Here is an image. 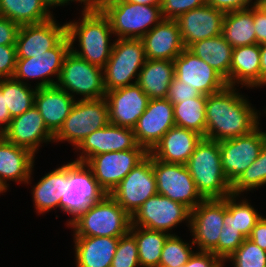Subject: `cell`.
Segmentation results:
<instances>
[{
  "instance_id": "48",
  "label": "cell",
  "mask_w": 266,
  "mask_h": 267,
  "mask_svg": "<svg viewBox=\"0 0 266 267\" xmlns=\"http://www.w3.org/2000/svg\"><path fill=\"white\" fill-rule=\"evenodd\" d=\"M257 0H207V3L224 13L243 10L255 5Z\"/></svg>"
},
{
  "instance_id": "18",
  "label": "cell",
  "mask_w": 266,
  "mask_h": 267,
  "mask_svg": "<svg viewBox=\"0 0 266 267\" xmlns=\"http://www.w3.org/2000/svg\"><path fill=\"white\" fill-rule=\"evenodd\" d=\"M174 126L173 104L167 98L150 99L133 130L139 146L150 152Z\"/></svg>"
},
{
  "instance_id": "50",
  "label": "cell",
  "mask_w": 266,
  "mask_h": 267,
  "mask_svg": "<svg viewBox=\"0 0 266 267\" xmlns=\"http://www.w3.org/2000/svg\"><path fill=\"white\" fill-rule=\"evenodd\" d=\"M253 19L257 44L266 43V12L253 5Z\"/></svg>"
},
{
  "instance_id": "25",
  "label": "cell",
  "mask_w": 266,
  "mask_h": 267,
  "mask_svg": "<svg viewBox=\"0 0 266 267\" xmlns=\"http://www.w3.org/2000/svg\"><path fill=\"white\" fill-rule=\"evenodd\" d=\"M141 39L148 60L173 61L185 49L176 20L163 19Z\"/></svg>"
},
{
  "instance_id": "5",
  "label": "cell",
  "mask_w": 266,
  "mask_h": 267,
  "mask_svg": "<svg viewBox=\"0 0 266 267\" xmlns=\"http://www.w3.org/2000/svg\"><path fill=\"white\" fill-rule=\"evenodd\" d=\"M146 60L142 39L115 38L110 58L103 67L106 92L135 84Z\"/></svg>"
},
{
  "instance_id": "30",
  "label": "cell",
  "mask_w": 266,
  "mask_h": 267,
  "mask_svg": "<svg viewBox=\"0 0 266 267\" xmlns=\"http://www.w3.org/2000/svg\"><path fill=\"white\" fill-rule=\"evenodd\" d=\"M254 89L260 87L259 44L233 48L229 86Z\"/></svg>"
},
{
  "instance_id": "54",
  "label": "cell",
  "mask_w": 266,
  "mask_h": 267,
  "mask_svg": "<svg viewBox=\"0 0 266 267\" xmlns=\"http://www.w3.org/2000/svg\"><path fill=\"white\" fill-rule=\"evenodd\" d=\"M72 2L83 4L81 12H98V0H66V4L70 5Z\"/></svg>"
},
{
  "instance_id": "29",
  "label": "cell",
  "mask_w": 266,
  "mask_h": 267,
  "mask_svg": "<svg viewBox=\"0 0 266 267\" xmlns=\"http://www.w3.org/2000/svg\"><path fill=\"white\" fill-rule=\"evenodd\" d=\"M68 183V162L46 173L33 185L31 194L37 215L59 208L60 198Z\"/></svg>"
},
{
  "instance_id": "47",
  "label": "cell",
  "mask_w": 266,
  "mask_h": 267,
  "mask_svg": "<svg viewBox=\"0 0 266 267\" xmlns=\"http://www.w3.org/2000/svg\"><path fill=\"white\" fill-rule=\"evenodd\" d=\"M185 267H225L224 262L212 252L196 251L190 257Z\"/></svg>"
},
{
  "instance_id": "8",
  "label": "cell",
  "mask_w": 266,
  "mask_h": 267,
  "mask_svg": "<svg viewBox=\"0 0 266 267\" xmlns=\"http://www.w3.org/2000/svg\"><path fill=\"white\" fill-rule=\"evenodd\" d=\"M56 87L66 91L74 99L89 100L105 97L103 68L90 64L69 51L56 82ZM76 96V98H75Z\"/></svg>"
},
{
  "instance_id": "10",
  "label": "cell",
  "mask_w": 266,
  "mask_h": 267,
  "mask_svg": "<svg viewBox=\"0 0 266 267\" xmlns=\"http://www.w3.org/2000/svg\"><path fill=\"white\" fill-rule=\"evenodd\" d=\"M182 222L190 227V210L160 194L147 199L131 216L132 226L162 231L170 235L176 234L171 230Z\"/></svg>"
},
{
  "instance_id": "31",
  "label": "cell",
  "mask_w": 266,
  "mask_h": 267,
  "mask_svg": "<svg viewBox=\"0 0 266 267\" xmlns=\"http://www.w3.org/2000/svg\"><path fill=\"white\" fill-rule=\"evenodd\" d=\"M175 77L174 62L170 60H146L136 83L150 99H165Z\"/></svg>"
},
{
  "instance_id": "37",
  "label": "cell",
  "mask_w": 266,
  "mask_h": 267,
  "mask_svg": "<svg viewBox=\"0 0 266 267\" xmlns=\"http://www.w3.org/2000/svg\"><path fill=\"white\" fill-rule=\"evenodd\" d=\"M206 95L187 99L173 105L175 126L197 132L205 138Z\"/></svg>"
},
{
  "instance_id": "40",
  "label": "cell",
  "mask_w": 266,
  "mask_h": 267,
  "mask_svg": "<svg viewBox=\"0 0 266 267\" xmlns=\"http://www.w3.org/2000/svg\"><path fill=\"white\" fill-rule=\"evenodd\" d=\"M193 242H184L178 235H169L164 243L159 267H182L195 252Z\"/></svg>"
},
{
  "instance_id": "46",
  "label": "cell",
  "mask_w": 266,
  "mask_h": 267,
  "mask_svg": "<svg viewBox=\"0 0 266 267\" xmlns=\"http://www.w3.org/2000/svg\"><path fill=\"white\" fill-rule=\"evenodd\" d=\"M16 60V45H0V79L13 78Z\"/></svg>"
},
{
  "instance_id": "39",
  "label": "cell",
  "mask_w": 266,
  "mask_h": 267,
  "mask_svg": "<svg viewBox=\"0 0 266 267\" xmlns=\"http://www.w3.org/2000/svg\"><path fill=\"white\" fill-rule=\"evenodd\" d=\"M266 185V143L258 158L231 185V193L241 195Z\"/></svg>"
},
{
  "instance_id": "55",
  "label": "cell",
  "mask_w": 266,
  "mask_h": 267,
  "mask_svg": "<svg viewBox=\"0 0 266 267\" xmlns=\"http://www.w3.org/2000/svg\"><path fill=\"white\" fill-rule=\"evenodd\" d=\"M41 2L43 3V5L45 6V8L53 14V11H51V9L56 8L58 6H67L66 4V0H41Z\"/></svg>"
},
{
  "instance_id": "9",
  "label": "cell",
  "mask_w": 266,
  "mask_h": 267,
  "mask_svg": "<svg viewBox=\"0 0 266 267\" xmlns=\"http://www.w3.org/2000/svg\"><path fill=\"white\" fill-rule=\"evenodd\" d=\"M106 192L98 185L90 168L83 162H68V183L60 198L59 209L69 214L66 226Z\"/></svg>"
},
{
  "instance_id": "24",
  "label": "cell",
  "mask_w": 266,
  "mask_h": 267,
  "mask_svg": "<svg viewBox=\"0 0 266 267\" xmlns=\"http://www.w3.org/2000/svg\"><path fill=\"white\" fill-rule=\"evenodd\" d=\"M35 157L29 149L8 142L0 136V182L9 189L7 181L32 184Z\"/></svg>"
},
{
  "instance_id": "22",
  "label": "cell",
  "mask_w": 266,
  "mask_h": 267,
  "mask_svg": "<svg viewBox=\"0 0 266 267\" xmlns=\"http://www.w3.org/2000/svg\"><path fill=\"white\" fill-rule=\"evenodd\" d=\"M2 136L10 143L29 149L37 154L43 143H53L54 134L47 128L38 109L33 106L22 115L11 119Z\"/></svg>"
},
{
  "instance_id": "1",
  "label": "cell",
  "mask_w": 266,
  "mask_h": 267,
  "mask_svg": "<svg viewBox=\"0 0 266 267\" xmlns=\"http://www.w3.org/2000/svg\"><path fill=\"white\" fill-rule=\"evenodd\" d=\"M237 90L226 86L207 96L205 138L219 142L245 136L261 125V112Z\"/></svg>"
},
{
  "instance_id": "52",
  "label": "cell",
  "mask_w": 266,
  "mask_h": 267,
  "mask_svg": "<svg viewBox=\"0 0 266 267\" xmlns=\"http://www.w3.org/2000/svg\"><path fill=\"white\" fill-rule=\"evenodd\" d=\"M11 119L10 112L6 106L5 96H3L0 89V135L8 129Z\"/></svg>"
},
{
  "instance_id": "58",
  "label": "cell",
  "mask_w": 266,
  "mask_h": 267,
  "mask_svg": "<svg viewBox=\"0 0 266 267\" xmlns=\"http://www.w3.org/2000/svg\"><path fill=\"white\" fill-rule=\"evenodd\" d=\"M256 5L266 12V0H257Z\"/></svg>"
},
{
  "instance_id": "32",
  "label": "cell",
  "mask_w": 266,
  "mask_h": 267,
  "mask_svg": "<svg viewBox=\"0 0 266 267\" xmlns=\"http://www.w3.org/2000/svg\"><path fill=\"white\" fill-rule=\"evenodd\" d=\"M187 49L215 69L225 79L227 86H229V71L233 47L222 35L197 41Z\"/></svg>"
},
{
  "instance_id": "20",
  "label": "cell",
  "mask_w": 266,
  "mask_h": 267,
  "mask_svg": "<svg viewBox=\"0 0 266 267\" xmlns=\"http://www.w3.org/2000/svg\"><path fill=\"white\" fill-rule=\"evenodd\" d=\"M66 36V23L60 24L55 17L19 27L16 37L17 58H30L54 48Z\"/></svg>"
},
{
  "instance_id": "13",
  "label": "cell",
  "mask_w": 266,
  "mask_h": 267,
  "mask_svg": "<svg viewBox=\"0 0 266 267\" xmlns=\"http://www.w3.org/2000/svg\"><path fill=\"white\" fill-rule=\"evenodd\" d=\"M148 154L145 148L138 145L135 149L95 155L85 164L92 171L98 185L109 194Z\"/></svg>"
},
{
  "instance_id": "17",
  "label": "cell",
  "mask_w": 266,
  "mask_h": 267,
  "mask_svg": "<svg viewBox=\"0 0 266 267\" xmlns=\"http://www.w3.org/2000/svg\"><path fill=\"white\" fill-rule=\"evenodd\" d=\"M175 77L203 95H210L223 90L225 79L204 60L185 48L174 60Z\"/></svg>"
},
{
  "instance_id": "4",
  "label": "cell",
  "mask_w": 266,
  "mask_h": 267,
  "mask_svg": "<svg viewBox=\"0 0 266 267\" xmlns=\"http://www.w3.org/2000/svg\"><path fill=\"white\" fill-rule=\"evenodd\" d=\"M72 236L122 237L130 232L131 216L106 194L91 204L68 225Z\"/></svg>"
},
{
  "instance_id": "3",
  "label": "cell",
  "mask_w": 266,
  "mask_h": 267,
  "mask_svg": "<svg viewBox=\"0 0 266 267\" xmlns=\"http://www.w3.org/2000/svg\"><path fill=\"white\" fill-rule=\"evenodd\" d=\"M186 166L203 199H223L232 194V184L222 168L219 142L203 137Z\"/></svg>"
},
{
  "instance_id": "12",
  "label": "cell",
  "mask_w": 266,
  "mask_h": 267,
  "mask_svg": "<svg viewBox=\"0 0 266 267\" xmlns=\"http://www.w3.org/2000/svg\"><path fill=\"white\" fill-rule=\"evenodd\" d=\"M109 194L132 216L147 199L158 194L153 157L148 154Z\"/></svg>"
},
{
  "instance_id": "7",
  "label": "cell",
  "mask_w": 266,
  "mask_h": 267,
  "mask_svg": "<svg viewBox=\"0 0 266 267\" xmlns=\"http://www.w3.org/2000/svg\"><path fill=\"white\" fill-rule=\"evenodd\" d=\"M109 108L105 97L76 100L53 142H68L75 149L88 135L109 124Z\"/></svg>"
},
{
  "instance_id": "15",
  "label": "cell",
  "mask_w": 266,
  "mask_h": 267,
  "mask_svg": "<svg viewBox=\"0 0 266 267\" xmlns=\"http://www.w3.org/2000/svg\"><path fill=\"white\" fill-rule=\"evenodd\" d=\"M153 171L158 194L183 204L190 211L203 200L186 165L153 158Z\"/></svg>"
},
{
  "instance_id": "2",
  "label": "cell",
  "mask_w": 266,
  "mask_h": 267,
  "mask_svg": "<svg viewBox=\"0 0 266 267\" xmlns=\"http://www.w3.org/2000/svg\"><path fill=\"white\" fill-rule=\"evenodd\" d=\"M76 21H66L70 51L90 64L103 68L110 58L114 36L109 19L99 12H82ZM77 41L79 48L74 44Z\"/></svg>"
},
{
  "instance_id": "6",
  "label": "cell",
  "mask_w": 266,
  "mask_h": 267,
  "mask_svg": "<svg viewBox=\"0 0 266 267\" xmlns=\"http://www.w3.org/2000/svg\"><path fill=\"white\" fill-rule=\"evenodd\" d=\"M102 13L109 19L116 39H141L164 19L160 5H141L126 0L108 5Z\"/></svg>"
},
{
  "instance_id": "33",
  "label": "cell",
  "mask_w": 266,
  "mask_h": 267,
  "mask_svg": "<svg viewBox=\"0 0 266 267\" xmlns=\"http://www.w3.org/2000/svg\"><path fill=\"white\" fill-rule=\"evenodd\" d=\"M221 35L233 48L257 44L253 6L225 13Z\"/></svg>"
},
{
  "instance_id": "56",
  "label": "cell",
  "mask_w": 266,
  "mask_h": 267,
  "mask_svg": "<svg viewBox=\"0 0 266 267\" xmlns=\"http://www.w3.org/2000/svg\"><path fill=\"white\" fill-rule=\"evenodd\" d=\"M141 5H161V0H126Z\"/></svg>"
},
{
  "instance_id": "28",
  "label": "cell",
  "mask_w": 266,
  "mask_h": 267,
  "mask_svg": "<svg viewBox=\"0 0 266 267\" xmlns=\"http://www.w3.org/2000/svg\"><path fill=\"white\" fill-rule=\"evenodd\" d=\"M76 267H110L119 237L74 236Z\"/></svg>"
},
{
  "instance_id": "45",
  "label": "cell",
  "mask_w": 266,
  "mask_h": 267,
  "mask_svg": "<svg viewBox=\"0 0 266 267\" xmlns=\"http://www.w3.org/2000/svg\"><path fill=\"white\" fill-rule=\"evenodd\" d=\"M201 95L202 94L197 89H193L192 86L190 87L174 77L169 86L168 95L166 98L174 105L176 103L183 102L187 99H193Z\"/></svg>"
},
{
  "instance_id": "59",
  "label": "cell",
  "mask_w": 266,
  "mask_h": 267,
  "mask_svg": "<svg viewBox=\"0 0 266 267\" xmlns=\"http://www.w3.org/2000/svg\"><path fill=\"white\" fill-rule=\"evenodd\" d=\"M8 189H6L3 184L0 182V194L7 192Z\"/></svg>"
},
{
  "instance_id": "26",
  "label": "cell",
  "mask_w": 266,
  "mask_h": 267,
  "mask_svg": "<svg viewBox=\"0 0 266 267\" xmlns=\"http://www.w3.org/2000/svg\"><path fill=\"white\" fill-rule=\"evenodd\" d=\"M202 138L203 136L195 131L174 126L160 139L149 154L166 163L186 165Z\"/></svg>"
},
{
  "instance_id": "44",
  "label": "cell",
  "mask_w": 266,
  "mask_h": 267,
  "mask_svg": "<svg viewBox=\"0 0 266 267\" xmlns=\"http://www.w3.org/2000/svg\"><path fill=\"white\" fill-rule=\"evenodd\" d=\"M206 3L207 0H161V14L164 19L176 20L180 15Z\"/></svg>"
},
{
  "instance_id": "34",
  "label": "cell",
  "mask_w": 266,
  "mask_h": 267,
  "mask_svg": "<svg viewBox=\"0 0 266 267\" xmlns=\"http://www.w3.org/2000/svg\"><path fill=\"white\" fill-rule=\"evenodd\" d=\"M261 217L246 196L231 194L224 198V226L238 229L245 238L250 236Z\"/></svg>"
},
{
  "instance_id": "53",
  "label": "cell",
  "mask_w": 266,
  "mask_h": 267,
  "mask_svg": "<svg viewBox=\"0 0 266 267\" xmlns=\"http://www.w3.org/2000/svg\"><path fill=\"white\" fill-rule=\"evenodd\" d=\"M260 50V88L266 86V43L259 45Z\"/></svg>"
},
{
  "instance_id": "11",
  "label": "cell",
  "mask_w": 266,
  "mask_h": 267,
  "mask_svg": "<svg viewBox=\"0 0 266 267\" xmlns=\"http://www.w3.org/2000/svg\"><path fill=\"white\" fill-rule=\"evenodd\" d=\"M69 51L70 43L66 35L54 48L42 54L30 58H17L13 78L24 84H29L30 79H37L38 82L34 84L36 88L55 86L64 58ZM53 76L56 77L55 80Z\"/></svg>"
},
{
  "instance_id": "43",
  "label": "cell",
  "mask_w": 266,
  "mask_h": 267,
  "mask_svg": "<svg viewBox=\"0 0 266 267\" xmlns=\"http://www.w3.org/2000/svg\"><path fill=\"white\" fill-rule=\"evenodd\" d=\"M246 238L238 229L222 227L217 247L212 251L223 262L227 260L243 243Z\"/></svg>"
},
{
  "instance_id": "21",
  "label": "cell",
  "mask_w": 266,
  "mask_h": 267,
  "mask_svg": "<svg viewBox=\"0 0 266 267\" xmlns=\"http://www.w3.org/2000/svg\"><path fill=\"white\" fill-rule=\"evenodd\" d=\"M138 145L133 129L109 123L88 135L75 148V152L80 153L73 161L85 163L95 155L135 149Z\"/></svg>"
},
{
  "instance_id": "42",
  "label": "cell",
  "mask_w": 266,
  "mask_h": 267,
  "mask_svg": "<svg viewBox=\"0 0 266 267\" xmlns=\"http://www.w3.org/2000/svg\"><path fill=\"white\" fill-rule=\"evenodd\" d=\"M110 267H140L137 243L130 233L119 237Z\"/></svg>"
},
{
  "instance_id": "16",
  "label": "cell",
  "mask_w": 266,
  "mask_h": 267,
  "mask_svg": "<svg viewBox=\"0 0 266 267\" xmlns=\"http://www.w3.org/2000/svg\"><path fill=\"white\" fill-rule=\"evenodd\" d=\"M224 198L203 199L190 211L191 239L198 251L212 252L224 226Z\"/></svg>"
},
{
  "instance_id": "57",
  "label": "cell",
  "mask_w": 266,
  "mask_h": 267,
  "mask_svg": "<svg viewBox=\"0 0 266 267\" xmlns=\"http://www.w3.org/2000/svg\"><path fill=\"white\" fill-rule=\"evenodd\" d=\"M118 1H123V0H98V12L102 11L108 5L116 3Z\"/></svg>"
},
{
  "instance_id": "36",
  "label": "cell",
  "mask_w": 266,
  "mask_h": 267,
  "mask_svg": "<svg viewBox=\"0 0 266 267\" xmlns=\"http://www.w3.org/2000/svg\"><path fill=\"white\" fill-rule=\"evenodd\" d=\"M129 233L137 243L140 267H159L161 252L170 234L132 225Z\"/></svg>"
},
{
  "instance_id": "38",
  "label": "cell",
  "mask_w": 266,
  "mask_h": 267,
  "mask_svg": "<svg viewBox=\"0 0 266 267\" xmlns=\"http://www.w3.org/2000/svg\"><path fill=\"white\" fill-rule=\"evenodd\" d=\"M0 89L5 96L11 118L22 115L35 104L36 87L14 78L0 79Z\"/></svg>"
},
{
  "instance_id": "41",
  "label": "cell",
  "mask_w": 266,
  "mask_h": 267,
  "mask_svg": "<svg viewBox=\"0 0 266 267\" xmlns=\"http://www.w3.org/2000/svg\"><path fill=\"white\" fill-rule=\"evenodd\" d=\"M226 261L231 262L233 267H266V251L246 238L242 245L225 260L224 266Z\"/></svg>"
},
{
  "instance_id": "23",
  "label": "cell",
  "mask_w": 266,
  "mask_h": 267,
  "mask_svg": "<svg viewBox=\"0 0 266 267\" xmlns=\"http://www.w3.org/2000/svg\"><path fill=\"white\" fill-rule=\"evenodd\" d=\"M225 13L208 3L180 15L178 23L184 48L191 44L221 35Z\"/></svg>"
},
{
  "instance_id": "49",
  "label": "cell",
  "mask_w": 266,
  "mask_h": 267,
  "mask_svg": "<svg viewBox=\"0 0 266 267\" xmlns=\"http://www.w3.org/2000/svg\"><path fill=\"white\" fill-rule=\"evenodd\" d=\"M19 25L0 15V45H16Z\"/></svg>"
},
{
  "instance_id": "51",
  "label": "cell",
  "mask_w": 266,
  "mask_h": 267,
  "mask_svg": "<svg viewBox=\"0 0 266 267\" xmlns=\"http://www.w3.org/2000/svg\"><path fill=\"white\" fill-rule=\"evenodd\" d=\"M261 249L266 251V217L262 216L252 229L250 236L248 237Z\"/></svg>"
},
{
  "instance_id": "14",
  "label": "cell",
  "mask_w": 266,
  "mask_h": 267,
  "mask_svg": "<svg viewBox=\"0 0 266 267\" xmlns=\"http://www.w3.org/2000/svg\"><path fill=\"white\" fill-rule=\"evenodd\" d=\"M265 143L266 130L259 126L245 136L219 141L222 168L231 184L258 158Z\"/></svg>"
},
{
  "instance_id": "35",
  "label": "cell",
  "mask_w": 266,
  "mask_h": 267,
  "mask_svg": "<svg viewBox=\"0 0 266 267\" xmlns=\"http://www.w3.org/2000/svg\"><path fill=\"white\" fill-rule=\"evenodd\" d=\"M0 15L19 26L41 23L54 17L41 0H0Z\"/></svg>"
},
{
  "instance_id": "27",
  "label": "cell",
  "mask_w": 266,
  "mask_h": 267,
  "mask_svg": "<svg viewBox=\"0 0 266 267\" xmlns=\"http://www.w3.org/2000/svg\"><path fill=\"white\" fill-rule=\"evenodd\" d=\"M66 91L56 87L37 88L34 106L44 119L47 128L55 135L75 104Z\"/></svg>"
},
{
  "instance_id": "19",
  "label": "cell",
  "mask_w": 266,
  "mask_h": 267,
  "mask_svg": "<svg viewBox=\"0 0 266 267\" xmlns=\"http://www.w3.org/2000/svg\"><path fill=\"white\" fill-rule=\"evenodd\" d=\"M105 99L110 123L129 129L135 128L150 100L137 83L107 91Z\"/></svg>"
}]
</instances>
